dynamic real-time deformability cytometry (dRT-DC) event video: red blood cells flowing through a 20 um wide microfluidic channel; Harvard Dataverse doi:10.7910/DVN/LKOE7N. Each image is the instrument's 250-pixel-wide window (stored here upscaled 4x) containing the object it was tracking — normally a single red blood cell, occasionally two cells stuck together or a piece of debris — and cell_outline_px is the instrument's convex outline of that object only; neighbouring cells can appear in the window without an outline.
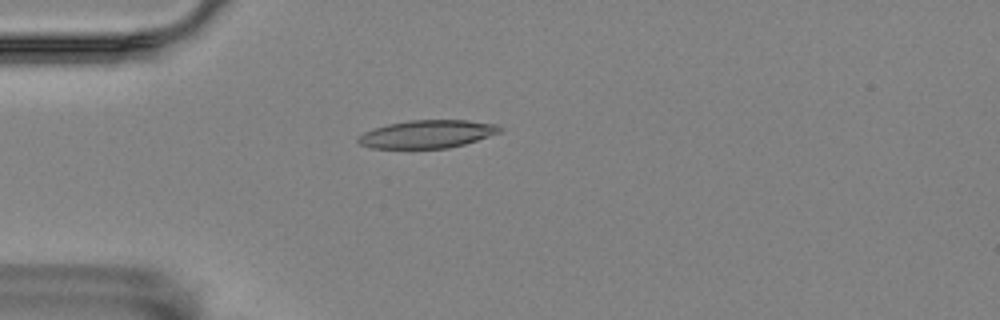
{"species": "Egyptian fruit bat (a non-hibernating species)", "species_latin": "Rousettus aegyptiacus", "temperature_condition": "room temperature", "stored_images_in_passage": 2, "camera_frame_rate_fps": 3000, "um_per_image_px": 0.085, "animal": {"sex": "female"}, "frame": {"image": 1, "passage_image": 1, "time_ms": 0.0, "image_size_px": [1000, 320], "cell_outline_px": [[504, 128], [500, 132], [464, 144], [448, 148], [372, 148], [360, 144], [356, 140], [364, 132], [388, 124], [408, 120], [468, 120], [496, 124]], "centroid_in_image_um": [36.33, 11.39], "position_along_channel_um": 48.7, "area_um2": 22.89}}